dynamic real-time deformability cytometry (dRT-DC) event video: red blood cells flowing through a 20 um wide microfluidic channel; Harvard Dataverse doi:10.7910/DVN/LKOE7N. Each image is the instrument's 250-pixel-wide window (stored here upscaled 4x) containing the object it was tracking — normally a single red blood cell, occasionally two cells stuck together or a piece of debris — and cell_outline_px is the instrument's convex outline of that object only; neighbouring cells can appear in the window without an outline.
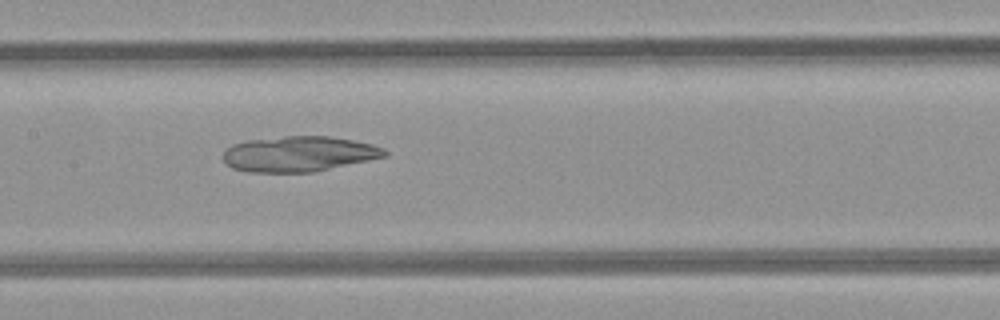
{"species": "common noctule bat (a hibernating species)", "species_latin": "Nyctalus noctula", "temperature_condition": "room temperature", "stored_images_in_passage": 9, "camera_frame_rate_fps": 3000, "um_per_image_px": 0.085, "animal": {"sex": "female", "body_mass_g": 21.9}, "frame": {"image": 1, "passage_image": 6, "time_ms": 6.667, "image_size_px": [1000, 320], "cell_outline_px": [[388, 156], [312, 172], [248, 172], [232, 168], [224, 160], [224, 152], [232, 144], [248, 140], [284, 136], [328, 136], [352, 140], [372, 144], [384, 148], [388, 152]], "centroid_in_image_um": [25.42, 13.08], "position_along_channel_um": 182.0, "area_um2": 33.18}}
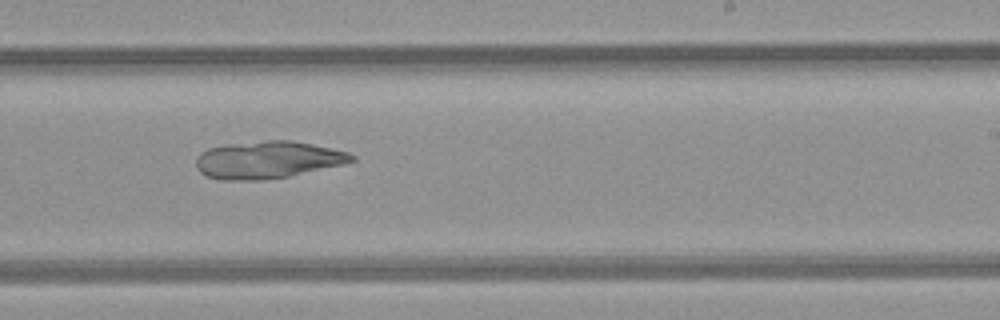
{"frame": {"image": 2, "passage_image": 8, "time_ms": 8.667, "image_size_px": [1000, 320], "cell_outline_px": [[356, 160], [344, 164], [288, 176], [260, 180], [220, 180], [204, 176], [196, 168], [196, 160], [208, 148], [228, 144], [264, 140], [292, 140], [312, 144], [348, 152], [356, 156]], "centroid_in_image_um": [22.76, 13.58], "position_along_channel_um": 266.2, "area_um2": 33.76}}
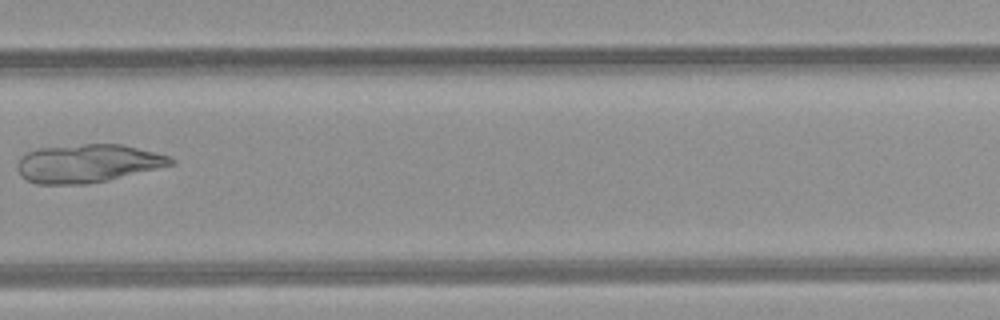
{"frame": {"image": 3, "passage_image": 9, "time_ms": 10.0, "image_size_px": [1000, 320], "cell_outline_px": [[176, 164], [108, 180], [84, 184], [36, 184], [20, 176], [16, 168], [16, 164], [28, 152], [36, 148], [84, 144], [120, 144], [168, 156], [176, 160]], "centroid_in_image_um": [7.43, 13.89], "position_along_channel_um": 322.4, "area_um2": 34.04}}